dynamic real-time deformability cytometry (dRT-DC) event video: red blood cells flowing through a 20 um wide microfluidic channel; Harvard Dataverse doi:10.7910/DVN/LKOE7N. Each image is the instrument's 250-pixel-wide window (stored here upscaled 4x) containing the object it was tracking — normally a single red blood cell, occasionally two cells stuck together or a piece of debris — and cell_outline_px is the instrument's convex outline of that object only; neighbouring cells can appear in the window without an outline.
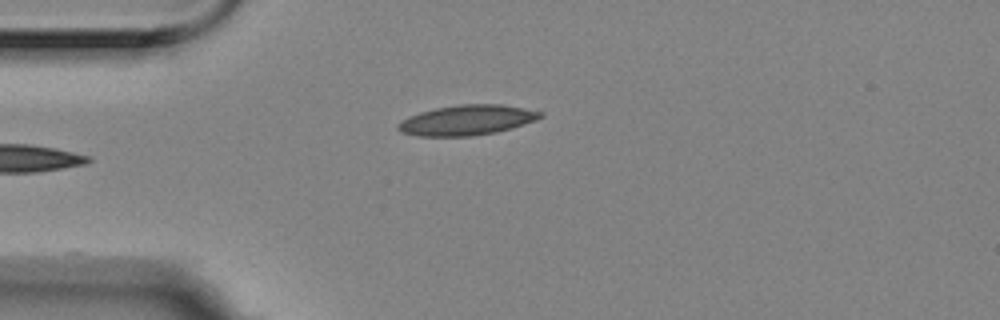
{"species": "Egyptian fruit bat (a non-hibernating species)", "species_latin": "Rousettus aegyptiacus", "temperature_condition": "room temperature", "stored_images_in_passage": 3, "camera_frame_rate_fps": 3000, "um_per_image_px": 0.085, "animal": {"sex": "female"}, "frame": {"image": 1, "passage_image": 3, "time_ms": 0.667, "image_size_px": [1000, 320], "cell_outline_px": [[544, 116], [536, 120], [496, 132], [472, 136], [416, 136], [400, 132], [396, 128], [396, 124], [400, 120], [408, 116], [420, 112], [436, 108], [460, 104], [500, 104], [524, 108], [544, 112]], "centroid_in_image_um": [39.65, 10.21], "position_along_channel_um": 45.4, "area_um2": 25.09}}